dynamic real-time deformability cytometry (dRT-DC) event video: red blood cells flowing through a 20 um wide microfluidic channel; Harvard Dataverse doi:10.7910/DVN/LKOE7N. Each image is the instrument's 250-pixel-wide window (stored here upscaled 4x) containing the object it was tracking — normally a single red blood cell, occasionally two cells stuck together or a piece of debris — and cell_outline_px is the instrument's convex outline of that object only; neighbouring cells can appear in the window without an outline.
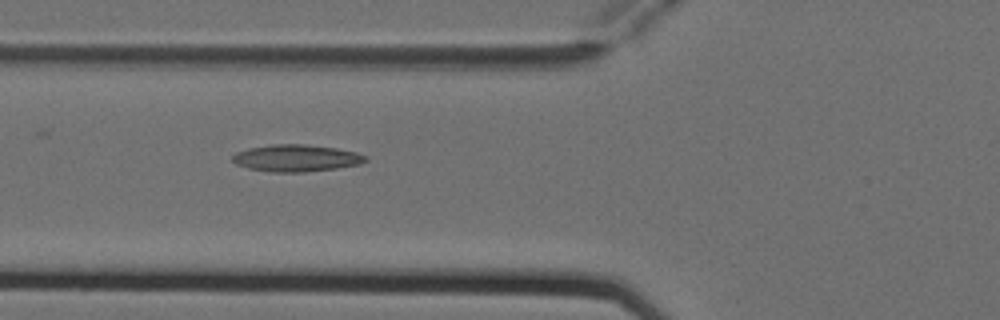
{"species": "Egyptian fruit bat (a non-hibernating species)", "species_latin": "Rousettus aegyptiacus", "temperature_condition": "cold", "stored_images_in_passage": 7, "camera_frame_rate_fps": 3000, "um_per_image_px": 0.085, "animal": {"sex": "female"}, "frame": {"image": 1, "passage_image": 5, "time_ms": 1.333, "image_size_px": [1000, 320], "cell_outline_px": [[368, 160], [360, 164], [336, 168], [304, 172], [272, 172], [248, 168], [236, 164], [232, 160], [232, 156], [236, 152], [248, 148], [272, 144], [304, 144], [336, 148], [356, 152], [368, 156]], "centroid_in_image_um": [25.19, 13.43], "position_along_channel_um": 100.6, "area_um2": 20.92}}
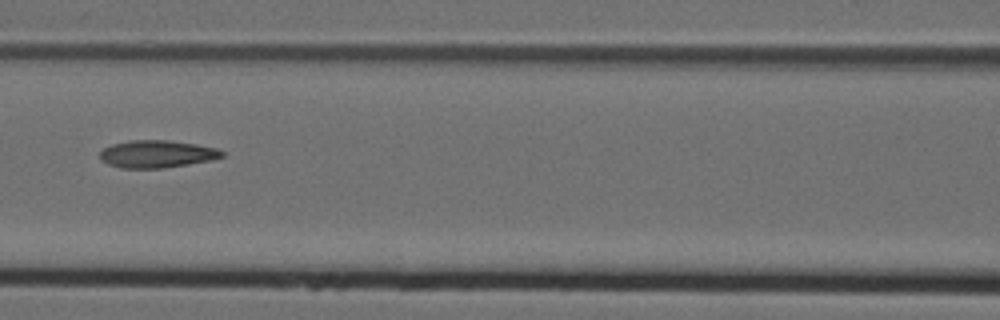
{"frame": {"image": 2, "passage_image": 6, "time_ms": 1.667, "image_size_px": [1000, 320], "cell_outline_px": [[224, 156], [212, 160], [188, 164], [160, 168], [120, 168], [108, 164], [100, 160], [100, 152], [104, 148], [112, 144], [128, 140], [168, 140], [196, 144], [216, 148], [224, 152]], "centroid_in_image_um": [13.32, 13.08], "position_along_channel_um": 153.3, "area_um2": 19.54}}
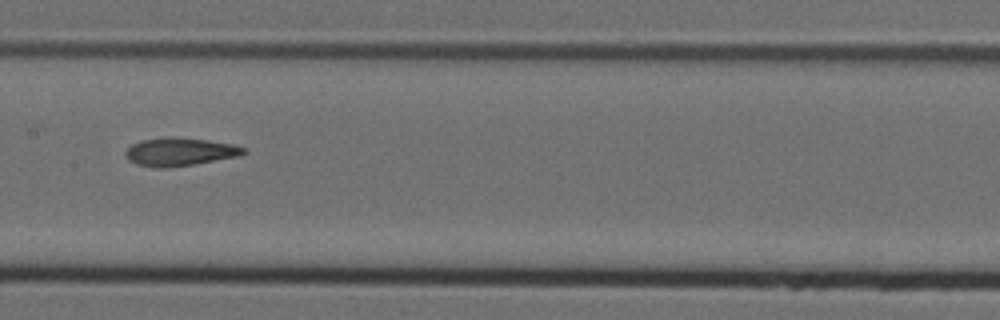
{"frame": {"image": 3, "passage_image": 7, "time_ms": 2.0, "image_size_px": [1000, 320], "cell_outline_px": [[248, 152], [240, 156], [168, 168], [156, 168], [136, 164], [128, 160], [124, 156], [124, 152], [132, 144], [140, 140], [208, 140], [232, 144], [248, 148]], "centroid_in_image_um": [15.31, 12.96], "position_along_channel_um": 192.1, "area_um2": 18.61}}